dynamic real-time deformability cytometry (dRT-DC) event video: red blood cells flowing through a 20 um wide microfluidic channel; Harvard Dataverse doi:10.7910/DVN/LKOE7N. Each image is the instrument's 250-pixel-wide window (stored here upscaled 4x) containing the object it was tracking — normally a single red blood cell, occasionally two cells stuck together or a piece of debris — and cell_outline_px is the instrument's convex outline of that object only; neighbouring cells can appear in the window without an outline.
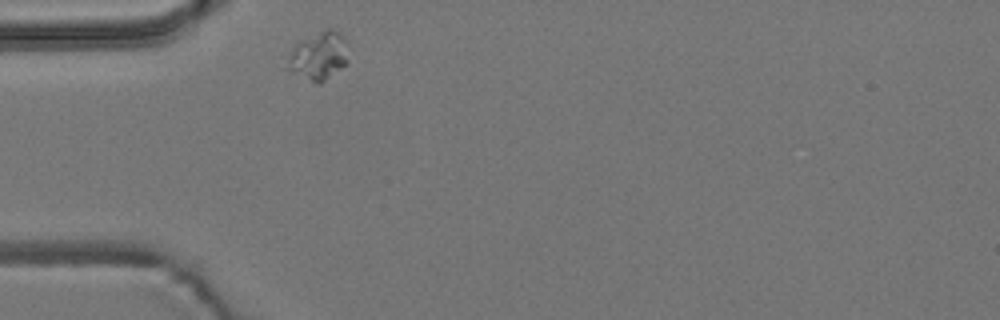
{"species": "common noctule bat (a hibernating species)", "species_latin": "Nyctalus noctula", "temperature_condition": "room temperature", "stored_images_in_passage": 15, "camera_frame_rate_fps": 3000, "um_per_image_px": 0.085, "animal": {"sex": "male", "body_mass_g": 19.2, "forearm_length_mm": 51.8}, "frame": {"image": 1, "passage_image": 1, "time_ms": 0.0, "image_size_px": [1000, 320], "cell_outline_px": [[348, 64], [320, 84], [316, 84], [288, 68], [288, 56], [296, 44], [300, 40], [324, 28], [332, 28], [340, 32], [348, 40]], "centroid_in_image_um": [27.17, 4.71], "position_along_channel_um": 57.8, "area_um2": 17.34}}
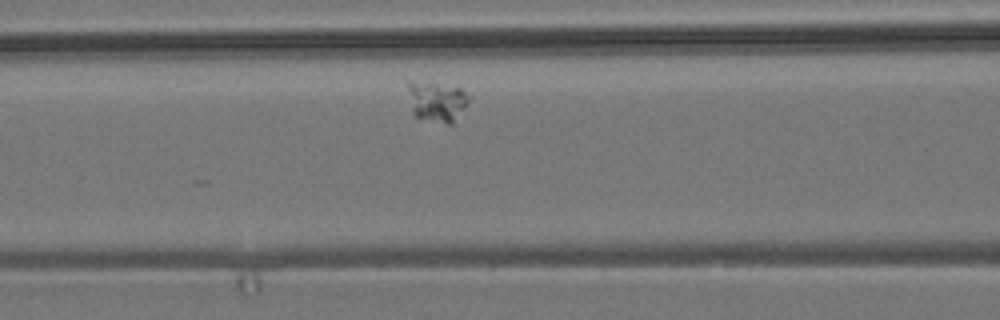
{"frame": {"image": 2, "passage_image": 8, "time_ms": 2.333, "image_size_px": [1000, 320], "cell_outline_px": [[468, 100], [452, 124], [448, 124], [416, 116], [412, 112], [408, 88], [408, 80], [436, 84], [460, 88], [468, 96]], "centroid_in_image_um": [37.09, 8.61], "position_along_channel_um": 129.5, "area_um2": 13.64}}
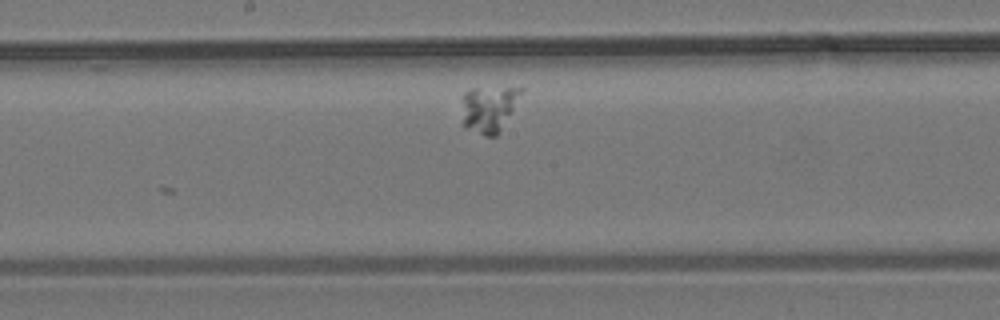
{"frame": {"image": 3, "passage_image": 15, "time_ms": 4.667, "image_size_px": [1000, 320], "cell_outline_px": [[524, 92], [500, 132], [496, 136], [484, 136], [464, 128], [460, 124], [464, 92], [468, 88], [524, 88]], "centroid_in_image_um": [41.52, 9.27], "position_along_channel_um": 206.7, "area_um2": 16.47}}